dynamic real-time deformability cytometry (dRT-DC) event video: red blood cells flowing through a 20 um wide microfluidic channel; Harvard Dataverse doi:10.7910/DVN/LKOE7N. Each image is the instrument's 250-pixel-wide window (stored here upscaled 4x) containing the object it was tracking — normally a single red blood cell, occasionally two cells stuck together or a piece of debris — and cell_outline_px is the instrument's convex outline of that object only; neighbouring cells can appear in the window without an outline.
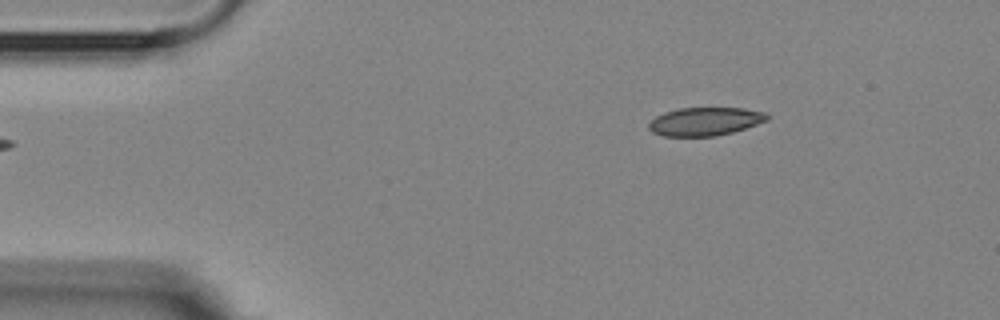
{"species": "Egyptian fruit bat (a non-hibernating species)", "species_latin": "Rousettus aegyptiacus", "temperature_condition": "room temperature", "stored_images_in_passage": 3, "camera_frame_rate_fps": 3000, "um_per_image_px": 0.085, "animal": {"sex": "female"}, "frame": {"image": 1, "passage_image": 1, "time_ms": 0.0, "image_size_px": [1000, 320], "cell_outline_px": [[768, 120], [732, 132], [716, 136], [664, 136], [652, 132], [648, 128], [648, 124], [656, 116], [664, 112], [680, 108], [744, 108], [768, 112]], "centroid_in_image_um": [59.93, 10.32], "position_along_channel_um": 25.1, "area_um2": 19.48}}